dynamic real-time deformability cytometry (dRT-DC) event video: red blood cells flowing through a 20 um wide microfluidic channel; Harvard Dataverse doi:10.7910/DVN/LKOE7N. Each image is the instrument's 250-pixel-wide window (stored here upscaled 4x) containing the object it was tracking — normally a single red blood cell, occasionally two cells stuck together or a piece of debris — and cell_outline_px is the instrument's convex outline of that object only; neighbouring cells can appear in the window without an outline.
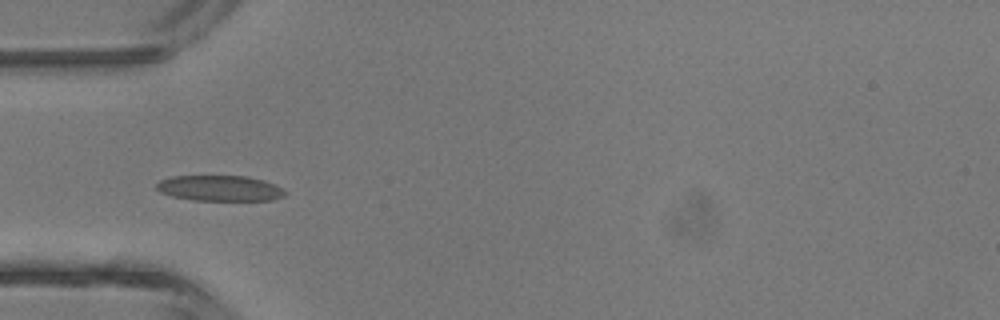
{"species": "common noctule bat (a hibernating species)", "species_latin": "Nyctalus noctula", "temperature_condition": "room temperature", "stored_images_in_passage": 4, "camera_frame_rate_fps": 3000, "um_per_image_px": 0.085, "animal": {"sex": "male", "body_mass_g": 13.3}, "frame": {"image": 1, "passage_image": 4, "time_ms": 3.333, "image_size_px": [1000, 320], "cell_outline_px": [[288, 192], [284, 196], [272, 200], [192, 200], [172, 196], [160, 192], [156, 188], [156, 184], [160, 180], [172, 176], [248, 176], [264, 180], [276, 184]], "centroid_in_image_um": [18.71, 15.99], "position_along_channel_um": 66.3, "area_um2": 19.31}}